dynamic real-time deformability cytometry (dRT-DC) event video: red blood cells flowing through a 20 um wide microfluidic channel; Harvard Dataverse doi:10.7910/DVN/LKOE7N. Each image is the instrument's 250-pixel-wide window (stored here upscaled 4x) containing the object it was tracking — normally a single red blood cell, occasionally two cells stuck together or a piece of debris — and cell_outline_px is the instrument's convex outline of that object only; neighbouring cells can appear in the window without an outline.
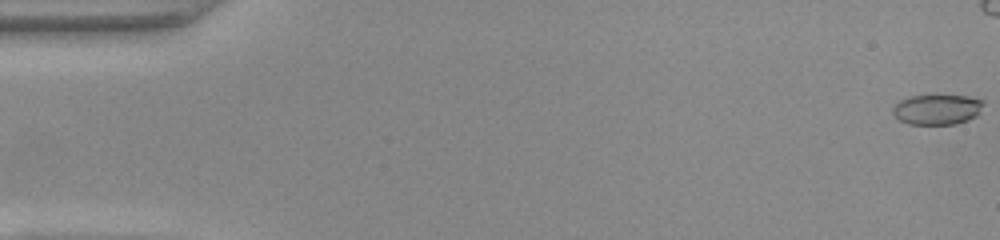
{"species": "common noctule bat (a hibernating species)", "species_latin": "Nyctalus noctula", "temperature_condition": "warm", "stored_images_in_passage": 42, "camera_frame_rate_fps": 3000, "um_per_image_px": 0.085, "animal": {"sex": "female", "body_mass_g": 22.0, "forearm_length_mm": 56.7}, "frame": {"image": 1, "passage_image": 1, "time_ms": 0.0, "image_size_px": [1000, 240], "cell_outline_px": [[984, 104], [976, 116], [968, 120], [952, 124], [908, 124], [900, 120], [892, 112], [892, 108], [900, 100], [908, 96], [968, 96], [984, 100]], "centroid_in_image_um": [79.66, 9.3], "position_along_channel_um": 5.3, "area_um2": 15.84}}
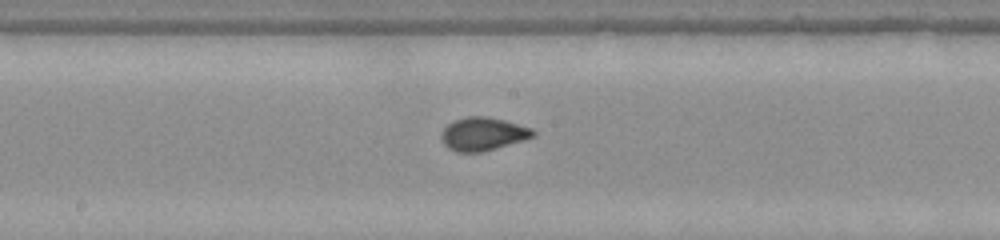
{"frame": {"image": 2, "passage_image": 28, "time_ms": 9.0, "image_size_px": [1000, 240], "cell_outline_px": [[536, 136], [524, 140], [484, 152], [456, 152], [448, 148], [444, 144], [440, 136], [444, 128], [448, 124], [456, 120], [468, 116], [488, 116], [504, 120], [532, 128], [536, 132]], "centroid_in_image_um": [41.07, 11.39], "position_along_channel_um": 207.1, "area_um2": 17.86}}
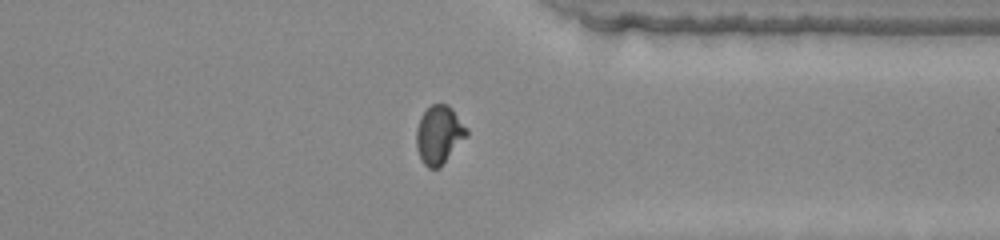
{"frame": {"image": 3, "passage_image": 41, "time_ms": 13.333, "image_size_px": [1000, 240], "cell_outline_px": [[468, 136], [440, 168], [428, 168], [424, 164], [416, 148], [416, 128], [420, 116], [432, 104], [448, 104], [452, 108], [468, 128]], "centroid_in_image_um": [37.34, 11.45], "position_along_channel_um": 374.1, "area_um2": 17.34}}